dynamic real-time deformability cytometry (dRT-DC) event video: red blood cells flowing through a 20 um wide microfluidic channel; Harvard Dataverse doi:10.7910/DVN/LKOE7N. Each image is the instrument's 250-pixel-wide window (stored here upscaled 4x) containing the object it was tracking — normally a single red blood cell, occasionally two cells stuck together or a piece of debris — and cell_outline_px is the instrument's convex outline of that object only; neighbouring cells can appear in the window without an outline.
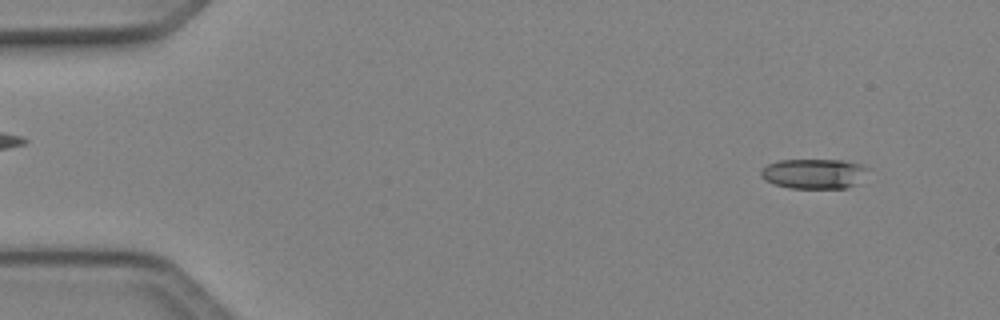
{"species": "Egyptian fruit bat (a non-hibernating species)", "species_latin": "Rousettus aegyptiacus", "temperature_condition": "cold", "stored_images_in_passage": 49, "camera_frame_rate_fps": 3000, "um_per_image_px": 0.085, "animal": {"sex": "female"}, "frame": {"image": 1, "passage_image": 4, "time_ms": 1.0, "image_size_px": [1000, 320], "cell_outline_px": [[868, 168], [852, 184], [844, 188], [788, 188], [776, 184], [760, 176], [760, 168], [768, 164], [780, 160], [844, 160], [860, 164]], "centroid_in_image_um": [69.08, 14.74], "position_along_channel_um": 15.9, "area_um2": 18.15}}
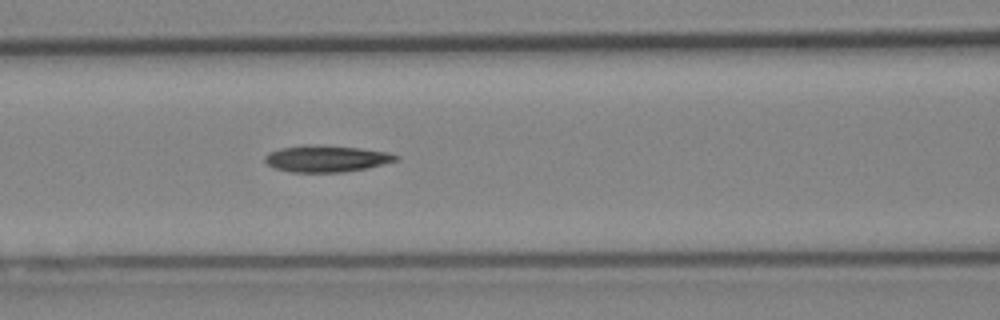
{"frame": {"image": 2, "passage_image": 21, "time_ms": 6.667, "image_size_px": [1000, 320], "cell_outline_px": [[400, 160], [368, 168], [344, 172], [292, 172], [272, 168], [264, 160], [264, 156], [268, 152], [280, 148], [308, 144], [360, 148], [388, 152], [400, 156]], "centroid_in_image_um": [27.75, 13.49], "position_along_channel_um": 138.9, "area_um2": 20.52}}
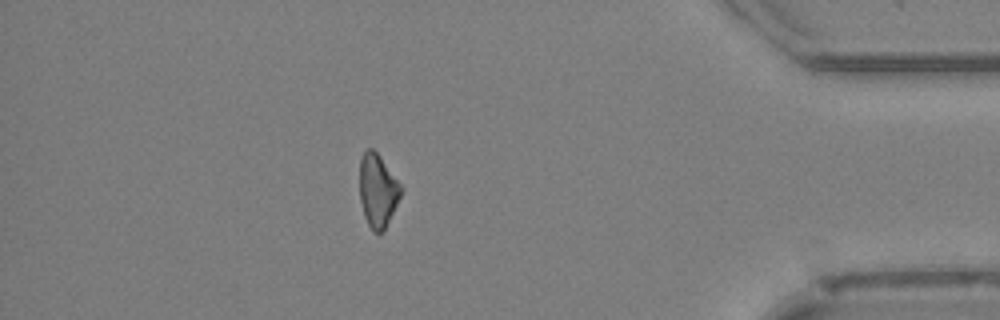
{"frame": {"image": 3, "passage_image": 43, "time_ms": 14.0, "image_size_px": [1000, 320], "cell_outline_px": [[404, 188], [384, 232], [372, 232], [364, 216], [360, 200], [360, 160], [364, 152], [368, 148], [372, 148], [380, 156]], "centroid_in_image_um": [32.12, 16.21], "position_along_channel_um": 403.1, "area_um2": 17.69}, "authors_computed_cell_mechanics": {"area_um2": 19.1896, "velocity_mm_per_s": 4.1515, "shape_relaxation_time_tau1_ms": 6.0113, "shape_relaxation_time_tau2_ms": null, "deformation_change_tau1": 0.1282, "deformation_change_tau2": null}}